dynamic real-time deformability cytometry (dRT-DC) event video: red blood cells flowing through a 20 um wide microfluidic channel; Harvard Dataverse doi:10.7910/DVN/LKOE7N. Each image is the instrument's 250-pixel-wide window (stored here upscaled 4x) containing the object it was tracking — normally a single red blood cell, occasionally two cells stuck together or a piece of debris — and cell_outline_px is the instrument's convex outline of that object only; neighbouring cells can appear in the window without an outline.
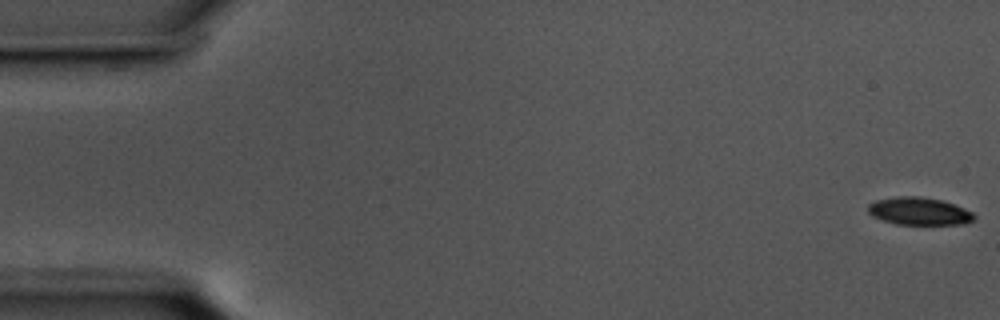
{"species": "common noctule bat (a hibernating species)", "species_latin": "Nyctalus noctula", "temperature_condition": "cold", "stored_images_in_passage": 57, "camera_frame_rate_fps": 3000, "um_per_image_px": 0.085, "animal": {"sex": "male", "body_mass_g": 17.5, "forearm_length_mm": 52.3}, "frame": {"image": 1, "passage_image": 1, "time_ms": 0.0, "image_size_px": [1000, 320], "cell_outline_px": [[976, 216], [972, 220], [964, 224], [896, 224], [872, 216], [868, 212], [868, 204], [876, 200], [896, 196], [920, 196], [940, 200], [964, 208], [972, 212]], "centroid_in_image_um": [78.1, 17.94], "position_along_channel_um": 6.9, "area_um2": 16.94}}
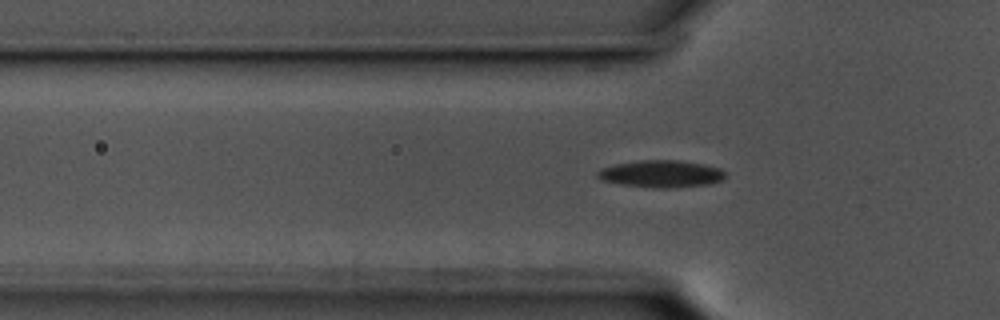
{"frame": {"image": 2, "passage_image": 18, "time_ms": 5.667, "image_size_px": [1000, 320], "cell_outline_px": [[724, 180], [708, 184], [672, 188], [656, 188], [624, 184], [604, 180], [596, 176], [596, 172], [604, 168], [616, 164], [640, 160], [680, 160], [704, 164], [720, 168], [724, 172]], "centroid_in_image_um": [56.25, 14.77], "position_along_channel_um": 69.5, "area_um2": 20.0}}
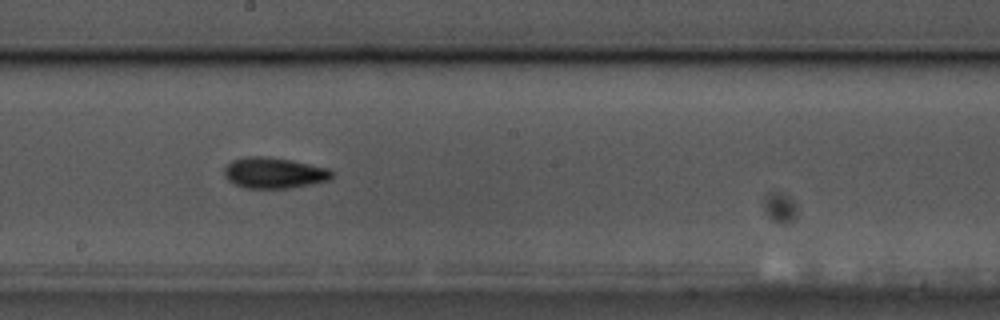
{"frame": {"image": 3, "passage_image": 31, "time_ms": 10.0, "image_size_px": [1000, 320], "cell_outline_px": [[332, 176], [328, 180], [288, 188], [244, 188], [232, 184], [224, 176], [224, 168], [232, 160], [244, 156], [264, 156], [292, 160], [328, 168], [332, 172]], "centroid_in_image_um": [23.23, 14.69], "position_along_channel_um": 225.0, "area_um2": 19.36}, "authors_computed_cell_mechanics": {"area_um2": 17.9758, "velocity_mm_per_s": 3.5931, "shape_relaxation_time_tau1_ms": 3.5026, "shape_relaxation_time_tau2_ms": 3.6614, "deformation_change_tau1": 0.109, "deformation_change_tau2": 0.1031}}